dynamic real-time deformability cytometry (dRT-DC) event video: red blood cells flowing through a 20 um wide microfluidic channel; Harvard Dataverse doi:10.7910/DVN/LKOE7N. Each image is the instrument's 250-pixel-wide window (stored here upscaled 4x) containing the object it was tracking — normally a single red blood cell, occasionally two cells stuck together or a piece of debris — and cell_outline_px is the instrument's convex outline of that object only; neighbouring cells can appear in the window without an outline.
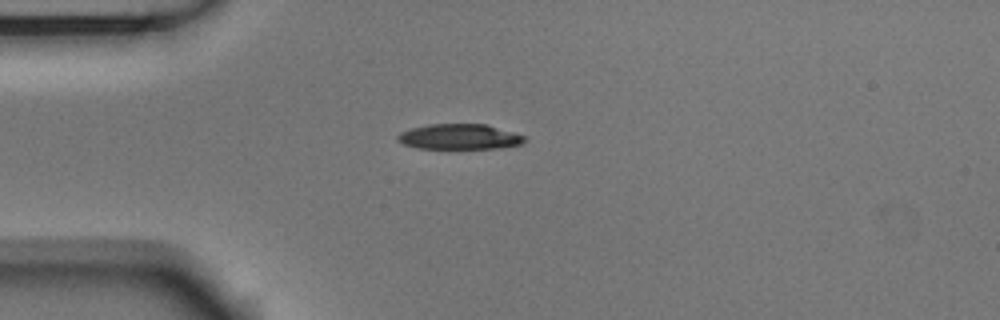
{"species": "Egyptian fruit bat (a non-hibernating species)", "species_latin": "Rousettus aegyptiacus", "temperature_condition": "room temperature", "stored_images_in_passage": 41, "camera_frame_rate_fps": 3000, "um_per_image_px": 0.085, "animal": {"sex": "male"}, "frame": {"image": 1, "passage_image": 1, "time_ms": 0.0, "image_size_px": [1000, 320], "cell_outline_px": [[528, 140], [520, 144], [500, 148], [416, 148], [404, 144], [396, 140], [396, 136], [400, 132], [412, 128], [428, 124], [488, 124], [524, 136]], "centroid_in_image_um": [39.04, 11.62], "position_along_channel_um": 46.0, "area_um2": 18.73}}
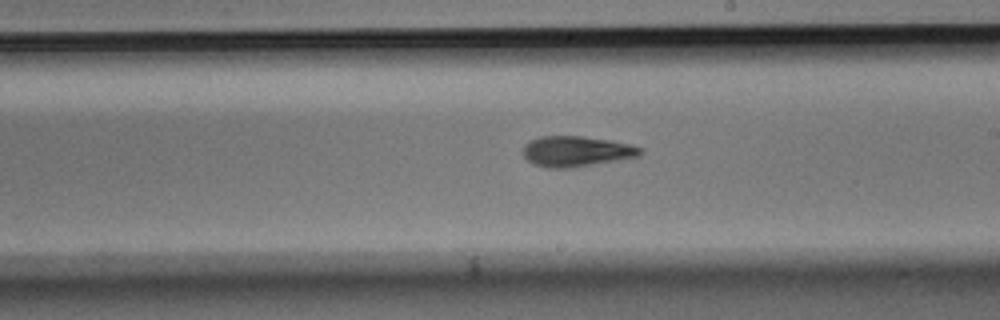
{"frame": {"image": 2, "passage_image": 18, "time_ms": 5.667, "image_size_px": [1000, 320], "cell_outline_px": [[640, 156], [572, 168], [544, 168], [532, 164], [524, 156], [524, 144], [528, 140], [540, 136], [580, 136], [608, 140], [628, 144], [640, 148]], "centroid_in_image_um": [48.91, 12.87], "position_along_channel_um": 240.1, "area_um2": 20.75}}
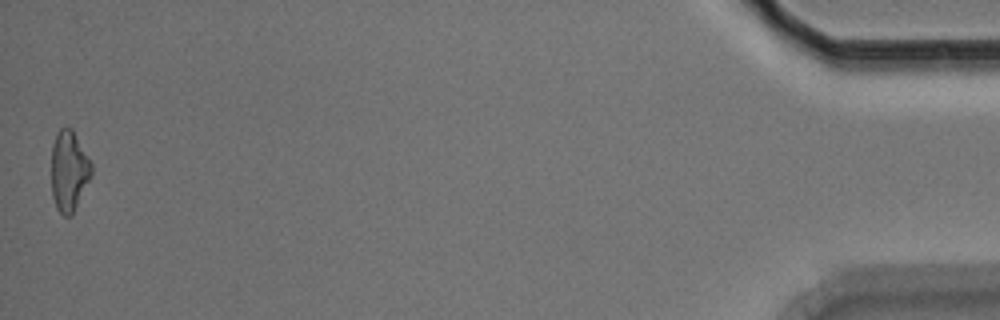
{"frame": {"image": 3, "passage_image": 41, "time_ms": 13.333, "image_size_px": [1000, 320], "cell_outline_px": [[92, 176], [72, 216], [64, 216], [56, 208], [52, 196], [52, 144], [56, 132], [60, 128], [72, 128], [92, 164]], "centroid_in_image_um": [5.87, 14.55], "position_along_channel_um": 429.3, "area_um2": 18.96}, "authors_computed_cell_mechanics": {"area_um2": 19.9988, "velocity_mm_per_s": 3.7051, "shape_relaxation_time_tau1_ms": 3.4786, "shape_relaxation_time_tau2_ms": 4.0048, "deformation_change_tau1": 0.1528, "deformation_change_tau2": 0.1202}}